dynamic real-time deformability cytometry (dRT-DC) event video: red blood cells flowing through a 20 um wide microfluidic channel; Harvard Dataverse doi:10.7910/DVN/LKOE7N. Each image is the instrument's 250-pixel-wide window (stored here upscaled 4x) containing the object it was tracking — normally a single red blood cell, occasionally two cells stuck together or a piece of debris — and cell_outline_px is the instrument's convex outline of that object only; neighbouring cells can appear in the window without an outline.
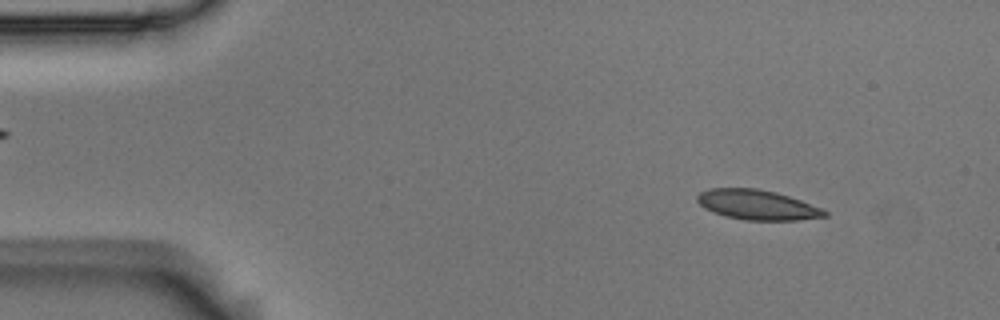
{"species": "Egyptian fruit bat (a non-hibernating species)", "species_latin": "Rousettus aegyptiacus", "temperature_condition": "room temperature", "stored_images_in_passage": 4, "camera_frame_rate_fps": 3000, "um_per_image_px": 0.085, "animal": {"sex": "male"}, "frame": {"image": 1, "passage_image": 1, "time_ms": 0.0, "image_size_px": [1000, 320], "cell_outline_px": [[828, 216], [796, 220], [744, 220], [724, 216], [712, 212], [704, 208], [696, 200], [696, 196], [700, 192], [708, 188], [756, 188], [776, 192], [824, 208], [828, 212]], "centroid_in_image_um": [64.35, 17.41], "position_along_channel_um": 20.6, "area_um2": 22.37}}
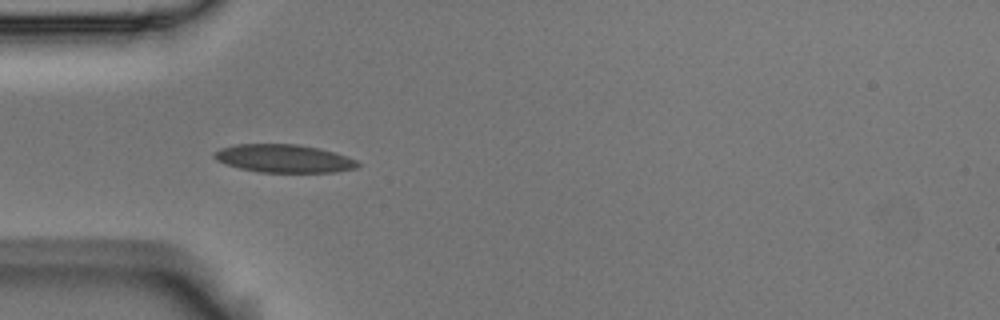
{"frame": {"image": 2, "passage_image": 3, "time_ms": 0.667, "image_size_px": [1000, 320], "cell_outline_px": [[360, 164], [356, 168], [336, 172], [260, 172], [240, 168], [224, 164], [216, 160], [212, 156], [220, 148], [236, 144], [296, 144], [320, 148], [356, 160]], "centroid_in_image_um": [24.1, 13.47], "position_along_channel_um": 60.9, "area_um2": 23.35}}
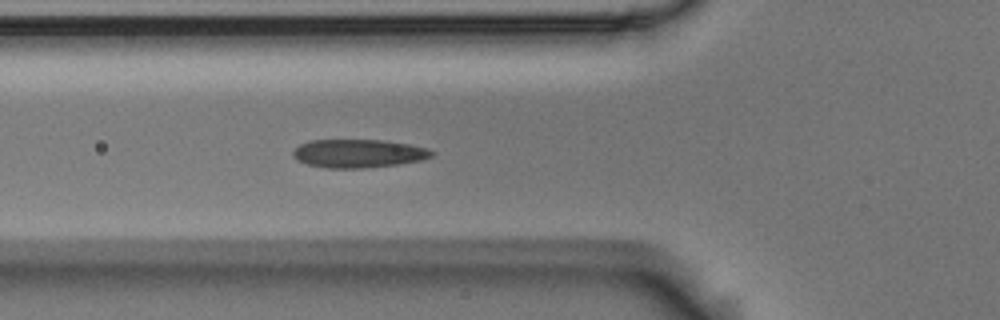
{"frame": {"image": 3, "passage_image": 4, "time_ms": 1.0, "image_size_px": [1000, 320], "cell_outline_px": [[436, 152], [432, 156], [420, 160], [400, 164], [364, 168], [328, 168], [308, 164], [296, 160], [292, 156], [292, 152], [300, 144], [308, 140], [380, 140], [408, 144], [428, 148]], "centroid_in_image_um": [30.45, 13.04], "position_along_channel_um": 95.3, "area_um2": 22.95}}